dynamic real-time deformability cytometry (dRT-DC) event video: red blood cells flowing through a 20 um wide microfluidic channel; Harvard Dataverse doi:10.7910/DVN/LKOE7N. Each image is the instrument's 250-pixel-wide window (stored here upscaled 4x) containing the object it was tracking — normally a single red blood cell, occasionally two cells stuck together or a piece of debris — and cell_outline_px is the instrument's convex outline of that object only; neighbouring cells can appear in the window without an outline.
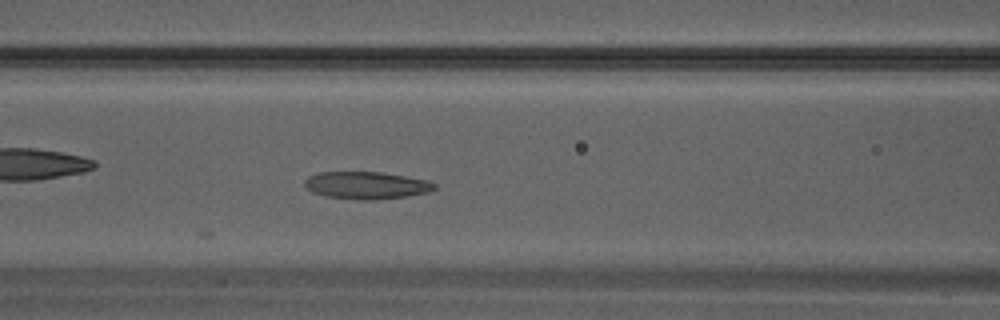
{"species": "Egyptian fruit bat (a non-hibernating species)", "species_latin": "Rousettus aegyptiacus", "temperature_condition": "warm", "stored_images_in_passage": 18, "camera_frame_rate_fps": 3000, "um_per_image_px": 0.085, "animal": {"sex": "male"}, "frame": {"image": 1, "passage_image": 8, "time_ms": 2.333, "image_size_px": [1000, 320], "cell_outline_px": [[436, 188], [428, 192], [404, 196], [372, 200], [364, 200], [328, 196], [312, 192], [304, 184], [304, 180], [308, 176], [320, 172], [380, 172], [428, 180], [436, 184]], "centroid_in_image_um": [31.14, 15.74], "position_along_channel_um": 135.5, "area_um2": 20.4}}
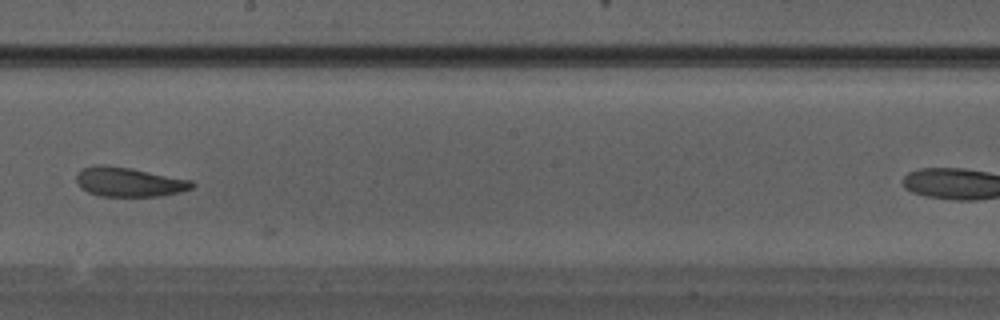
{"frame": {"image": 2, "passage_image": 13, "time_ms": 4.0, "image_size_px": [1000, 320], "cell_outline_px": [[196, 184], [192, 188], [180, 192], [160, 196], [100, 196], [88, 192], [80, 188], [76, 180], [76, 176], [84, 168], [100, 164], [128, 168], [192, 180]], "centroid_in_image_um": [10.97, 15.48], "position_along_channel_um": 237.2, "area_um2": 19.54}}
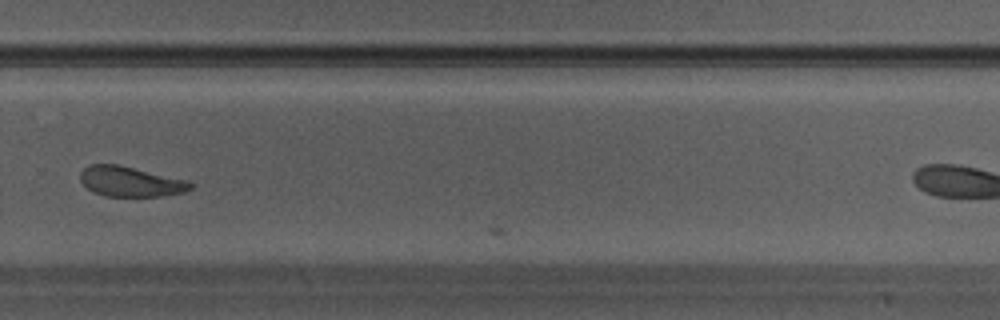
{"frame": {"image": 3, "passage_image": 17, "time_ms": 5.333, "image_size_px": [1000, 320], "cell_outline_px": [[196, 184], [192, 188], [184, 192], [160, 196], [104, 196], [92, 192], [80, 180], [80, 172], [88, 164], [116, 164], [188, 180]], "centroid_in_image_um": [11.09, 15.43], "position_along_channel_um": 318.7, "area_um2": 19.36}}